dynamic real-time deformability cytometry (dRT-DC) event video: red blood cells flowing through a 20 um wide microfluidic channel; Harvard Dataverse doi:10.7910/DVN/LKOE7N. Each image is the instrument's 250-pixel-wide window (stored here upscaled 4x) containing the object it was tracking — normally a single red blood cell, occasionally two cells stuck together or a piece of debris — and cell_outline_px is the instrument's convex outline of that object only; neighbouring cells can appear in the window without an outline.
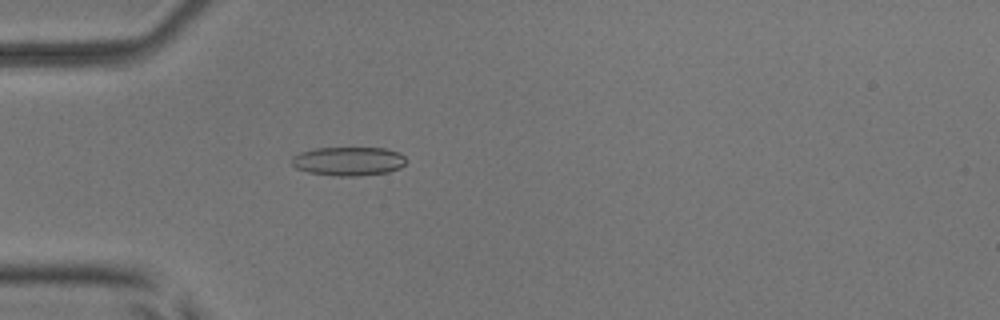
{"species": "common noctule bat (a hibernating species)", "species_latin": "Nyctalus noctula", "temperature_condition": "room temperature", "stored_images_in_passage": 41, "camera_frame_rate_fps": 3000, "um_per_image_px": 0.085, "animal": {"sex": "male", "body_mass_g": 17.9, "forearm_length_mm": 54.2}, "frame": {"image": 1, "passage_image": 4, "time_ms": 1.0, "image_size_px": [1000, 320], "cell_outline_px": [[404, 164], [400, 168], [388, 172], [356, 176], [336, 176], [308, 172], [296, 168], [292, 164], [292, 156], [300, 152], [316, 148], [384, 148], [400, 152], [404, 156]], "centroid_in_image_um": [29.61, 13.7], "position_along_channel_um": 55.4, "area_um2": 19.19}}
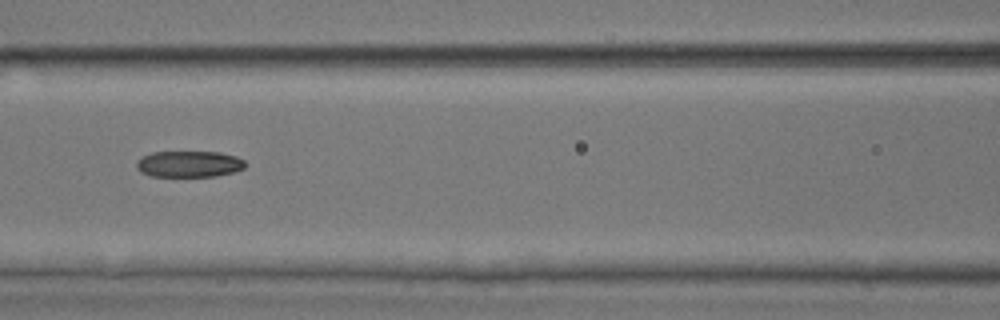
{"frame": {"image": 2, "passage_image": 12, "time_ms": 3.667, "image_size_px": [1000, 320], "cell_outline_px": [[248, 164], [244, 168], [232, 172], [216, 176], [148, 176], [140, 172], [136, 168], [136, 160], [140, 156], [152, 152], [220, 152], [236, 156], [244, 160]], "centroid_in_image_um": [16.04, 13.94], "position_along_channel_um": 150.6, "area_um2": 16.88}}
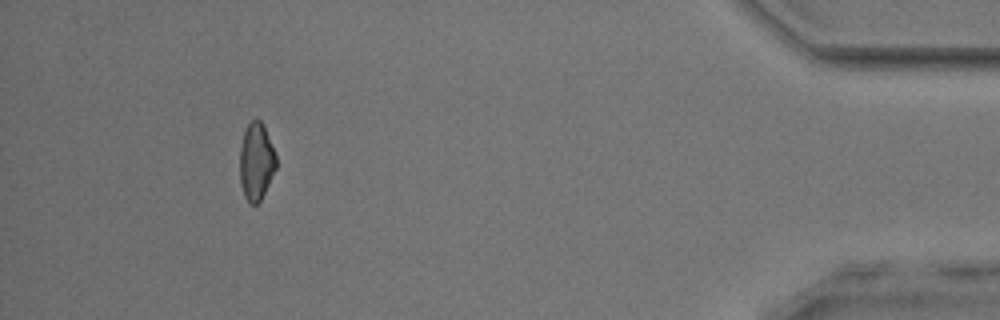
{"frame": {"image": 3, "passage_image": 37, "time_ms": 12.0, "image_size_px": [1000, 320], "cell_outline_px": [[276, 168], [260, 200], [256, 204], [248, 204], [244, 196], [240, 184], [240, 148], [244, 132], [248, 124], [252, 120], [260, 120], [264, 128], [276, 156]], "centroid_in_image_um": [21.75, 13.77], "position_along_channel_um": 413.4, "area_um2": 16.07}, "authors_computed_cell_mechanics": {"area_um2": 17.34, "velocity_mm_per_s": 3.8914, "shape_relaxation_time_tau1_ms": 4.8515, "shape_relaxation_time_tau2_ms": 6.5967, "deformation_change_tau1": 0.1581, "deformation_change_tau2": 0.1445}}